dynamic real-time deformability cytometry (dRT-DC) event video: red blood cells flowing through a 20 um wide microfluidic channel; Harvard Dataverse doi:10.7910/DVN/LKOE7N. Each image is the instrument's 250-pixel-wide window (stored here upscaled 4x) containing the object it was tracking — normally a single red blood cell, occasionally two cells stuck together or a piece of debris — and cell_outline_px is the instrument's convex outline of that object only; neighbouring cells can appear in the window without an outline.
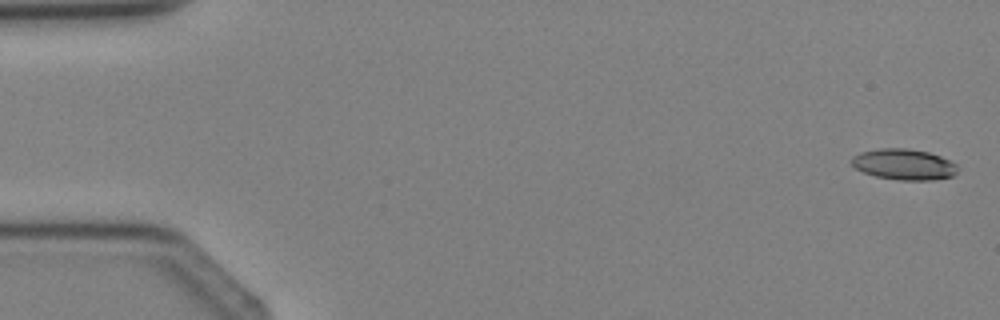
{"species": "Egyptian fruit bat (a non-hibernating species)", "species_latin": "Rousettus aegyptiacus", "temperature_condition": "cold", "stored_images_in_passage": 4, "camera_frame_rate_fps": 3000, "um_per_image_px": 0.085, "animal": {"sex": "female"}, "frame": {"image": 1, "passage_image": 4, "time_ms": 3.333, "image_size_px": [1000, 320], "cell_outline_px": [[960, 168], [952, 176], [932, 180], [900, 180], [876, 176], [864, 172], [856, 168], [852, 164], [852, 156], [860, 152], [880, 148], [908, 148], [928, 152], [940, 156], [956, 164]], "centroid_in_image_um": [76.84, 13.96], "position_along_channel_um": 8.2, "area_um2": 19.02}}